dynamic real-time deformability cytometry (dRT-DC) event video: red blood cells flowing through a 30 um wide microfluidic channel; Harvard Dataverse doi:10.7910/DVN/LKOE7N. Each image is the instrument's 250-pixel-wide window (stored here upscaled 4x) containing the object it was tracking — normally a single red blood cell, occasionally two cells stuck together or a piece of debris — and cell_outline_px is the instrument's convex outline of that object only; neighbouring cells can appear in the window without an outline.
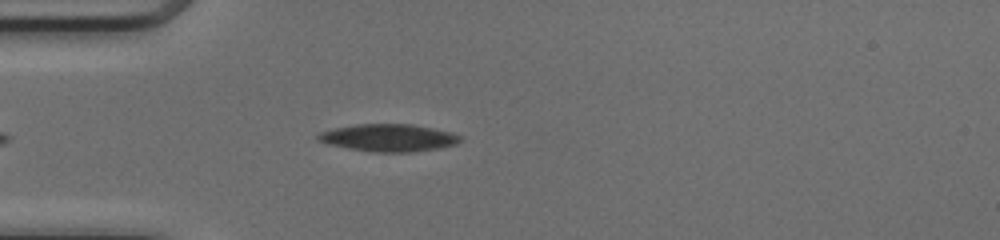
{"species": "common noctule bat (a hibernating species)", "species_latin": "Nyctalus noctula", "temperature_condition": "cold", "stored_images_in_passage": 37, "camera_frame_rate_fps": 3000, "um_per_image_px": 0.085, "animal": {"sex": "female", "body_mass_g": 17.0, "forearm_length_mm": 48.0}, "frame": {"image": 1, "passage_image": 4, "time_ms": 1.0, "image_size_px": [1000, 240], "cell_outline_px": [[460, 140], [456, 144], [440, 148], [412, 152], [376, 152], [348, 148], [328, 144], [316, 140], [316, 136], [320, 132], [336, 128], [356, 124], [412, 124], [452, 132], [460, 136]], "centroid_in_image_um": [33.03, 11.71], "position_along_channel_um": 52.0, "area_um2": 22.6}}
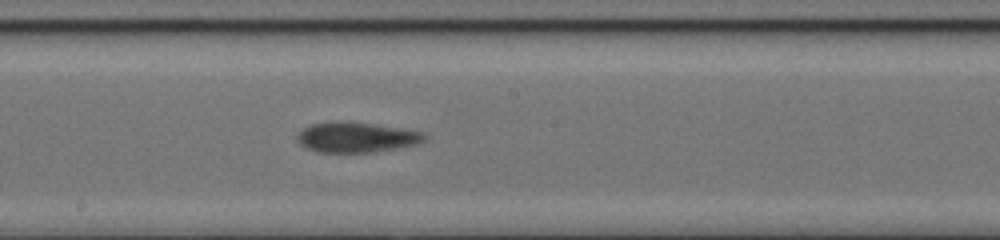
{"frame": {"image": 2, "passage_image": 17, "time_ms": 5.333, "image_size_px": [1000, 240], "cell_outline_px": [[428, 140], [416, 144], [396, 148], [372, 152], [316, 152], [300, 144], [296, 140], [296, 136], [304, 128], [312, 124], [376, 124], [424, 132], [428, 136]], "centroid_in_image_um": [30.37, 11.71], "position_along_channel_um": 217.8, "area_um2": 21.62}}
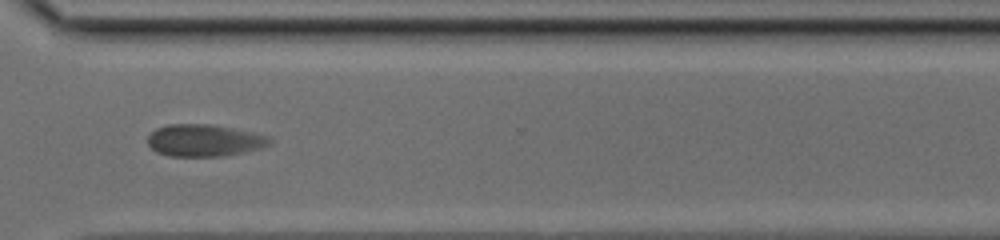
{"frame": {"image": 3, "passage_image": 27, "time_ms": 8.667, "image_size_px": [1000, 240], "cell_outline_px": [[272, 140], [268, 144], [260, 148], [244, 152], [224, 156], [168, 156], [156, 152], [148, 144], [148, 136], [156, 128], [168, 124], [212, 124], [252, 132], [268, 136]], "centroid_in_image_um": [17.34, 11.93], "position_along_channel_um": 353.3, "area_um2": 22.72}, "authors_computed_cell_mechanics": {"area_um2": 22.253, "velocity_mm_per_s": 4.0692, "shape_relaxation_time_tau1_ms": null, "shape_relaxation_time_tau2_ms": 1.8875, "deformation_change_tau1": null, "deformation_change_tau2": 0.0619}}